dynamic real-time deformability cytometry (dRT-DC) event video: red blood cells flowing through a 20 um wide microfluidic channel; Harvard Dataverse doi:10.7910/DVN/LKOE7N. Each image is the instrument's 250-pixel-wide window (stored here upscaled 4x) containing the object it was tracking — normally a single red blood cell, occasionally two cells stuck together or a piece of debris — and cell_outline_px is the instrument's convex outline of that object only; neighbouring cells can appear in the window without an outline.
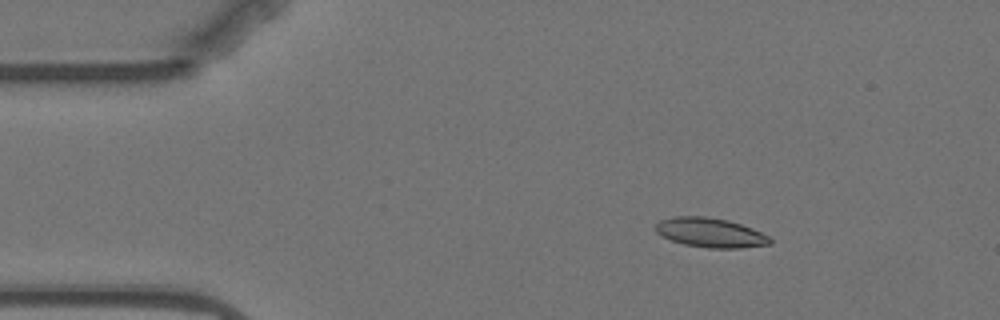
{"species": "Egyptian fruit bat (a non-hibernating species)", "species_latin": "Rousettus aegyptiacus", "temperature_condition": "warm", "stored_images_in_passage": 5, "camera_frame_rate_fps": 3000, "um_per_image_px": 0.085, "animal": {"sex": "female"}, "frame": {"image": 1, "passage_image": 3, "time_ms": 2.333, "image_size_px": [1000, 320], "cell_outline_px": [[772, 244], [740, 248], [708, 248], [684, 244], [660, 236], [656, 232], [656, 224], [660, 220], [676, 216], [704, 216], [728, 220], [752, 228], [768, 236], [772, 240]], "centroid_in_image_um": [60.38, 19.78], "position_along_channel_um": 24.6, "area_um2": 19.59}}